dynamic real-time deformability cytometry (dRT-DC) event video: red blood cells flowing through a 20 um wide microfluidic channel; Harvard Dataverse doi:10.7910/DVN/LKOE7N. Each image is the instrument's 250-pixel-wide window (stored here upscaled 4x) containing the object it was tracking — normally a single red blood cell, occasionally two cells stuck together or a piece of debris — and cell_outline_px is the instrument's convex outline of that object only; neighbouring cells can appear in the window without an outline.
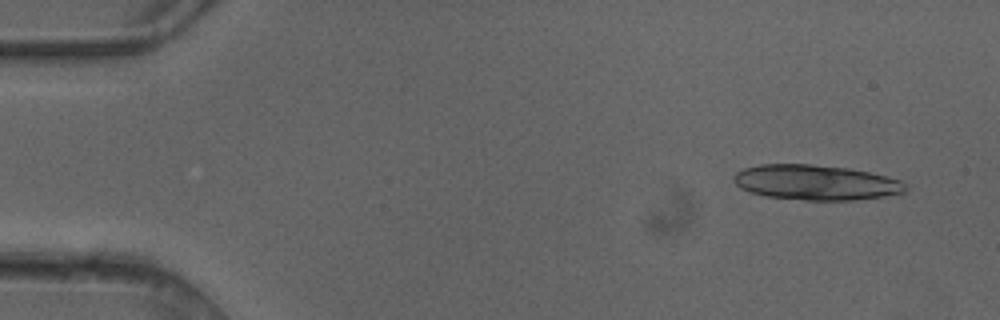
{"species": "common noctule bat (a hibernating species)", "species_latin": "Nyctalus noctula", "temperature_condition": "cold", "stored_images_in_passage": 4, "camera_frame_rate_fps": 3000, "um_per_image_px": 0.085, "animal": {"sex": "female"}, "frame": {"image": 1, "passage_image": 1, "time_ms": 0.0, "image_size_px": [1000, 320], "cell_outline_px": [[908, 188], [904, 192], [884, 196], [852, 200], [804, 200], [768, 196], [752, 192], [740, 188], [732, 180], [732, 176], [736, 172], [744, 168], [760, 164], [808, 164], [848, 168], [868, 172], [900, 180]], "centroid_in_image_um": [69.3, 15.5], "position_along_channel_um": 15.7, "area_um2": 34.91}}